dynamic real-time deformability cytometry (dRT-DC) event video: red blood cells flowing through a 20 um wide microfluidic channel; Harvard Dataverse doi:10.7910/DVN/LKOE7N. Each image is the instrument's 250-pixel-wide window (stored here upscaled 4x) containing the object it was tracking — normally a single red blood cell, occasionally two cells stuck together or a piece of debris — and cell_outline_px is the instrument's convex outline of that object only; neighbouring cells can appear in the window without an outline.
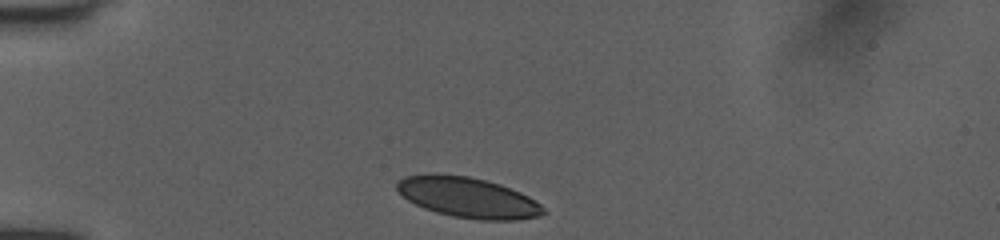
{"species": "human", "species_latin": "Homo sapiens", "temperature_condition": "room temperature", "stored_images_in_passage": 33, "camera_frame_rate_fps": 3000, "um_per_image_px": 0.085, "donor": {"sex": "female"}, "frame": {"image": 1, "passage_image": 1, "time_ms": 0.0, "image_size_px": [1000, 240], "cell_outline_px": [[548, 212], [540, 216], [516, 220], [480, 220], [452, 216], [436, 212], [424, 208], [408, 200], [396, 188], [396, 180], [404, 176], [428, 172], [436, 172], [468, 176], [500, 184], [520, 192], [528, 196], [540, 204]], "centroid_in_image_um": [39.75, 16.76], "position_along_channel_um": 45.3, "area_um2": 34.85}}
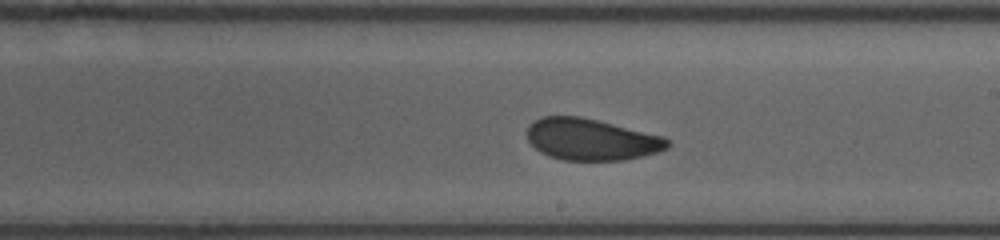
{"frame": {"image": 2, "passage_image": 18, "time_ms": 5.667, "image_size_px": [1000, 240], "cell_outline_px": [[672, 144], [668, 148], [660, 152], [624, 160], [564, 160], [548, 156], [540, 152], [528, 140], [528, 124], [532, 120], [544, 116], [580, 116], [664, 136]], "centroid_in_image_um": [50.27, 11.85], "position_along_channel_um": 238.7, "area_um2": 34.16}}
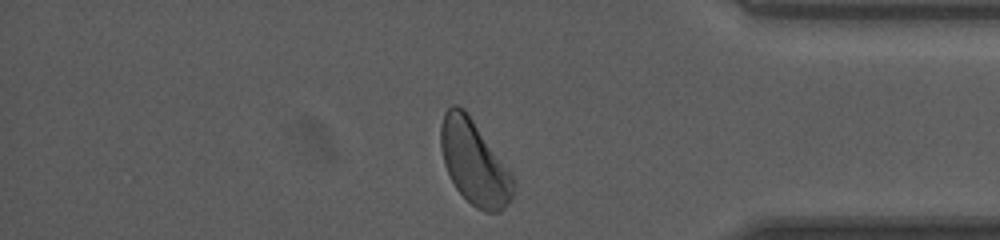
{"frame": {"image": 3, "passage_image": 31, "time_ms": 10.0, "image_size_px": [1000, 240], "cell_outline_px": [[516, 184], [512, 196], [508, 204], [500, 212], [484, 212], [476, 208], [456, 188], [444, 164], [440, 148], [440, 124], [444, 112], [452, 104], [456, 104], [464, 108], [512, 172], [516, 180]], "centroid_in_image_um": [40.33, 13.8], "position_along_channel_um": 394.9, "area_um2": 35.89}, "authors_computed_cell_mechanics": {"area_um2": 34.7378, "velocity_mm_per_s": 4.0129, "shape_relaxation_time_tau1_ms": 5.5551, "shape_relaxation_time_tau2_ms": 1.2221, "deformation_change_tau1": 0.1273, "deformation_change_tau2": 0.0563}}